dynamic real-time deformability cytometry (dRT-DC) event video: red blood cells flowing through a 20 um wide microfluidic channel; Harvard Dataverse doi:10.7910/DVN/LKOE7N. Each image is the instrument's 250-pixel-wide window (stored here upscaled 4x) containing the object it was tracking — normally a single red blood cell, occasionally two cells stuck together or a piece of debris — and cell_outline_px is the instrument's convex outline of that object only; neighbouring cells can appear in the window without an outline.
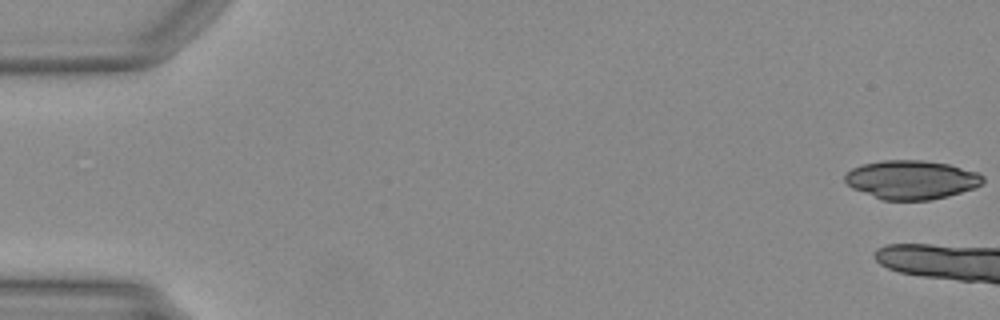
{"species": "Egyptian fruit bat (a non-hibernating species)", "species_latin": "Rousettus aegyptiacus", "temperature_condition": "warm", "stored_images_in_passage": 6, "camera_frame_rate_fps": 3000, "um_per_image_px": 0.085, "animal": {"sex": "female"}, "frame": {"image": 1, "passage_image": 1, "time_ms": 0.0, "image_size_px": [1000, 320], "cell_outline_px": [[984, 180], [980, 184], [972, 188], [948, 196], [928, 200], [880, 200], [852, 188], [844, 180], [844, 176], [852, 168], [864, 164], [884, 160], [924, 160], [948, 164], [976, 172], [984, 176]], "centroid_in_image_um": [77.44, 15.28], "position_along_channel_um": 7.6, "area_um2": 31.04}}